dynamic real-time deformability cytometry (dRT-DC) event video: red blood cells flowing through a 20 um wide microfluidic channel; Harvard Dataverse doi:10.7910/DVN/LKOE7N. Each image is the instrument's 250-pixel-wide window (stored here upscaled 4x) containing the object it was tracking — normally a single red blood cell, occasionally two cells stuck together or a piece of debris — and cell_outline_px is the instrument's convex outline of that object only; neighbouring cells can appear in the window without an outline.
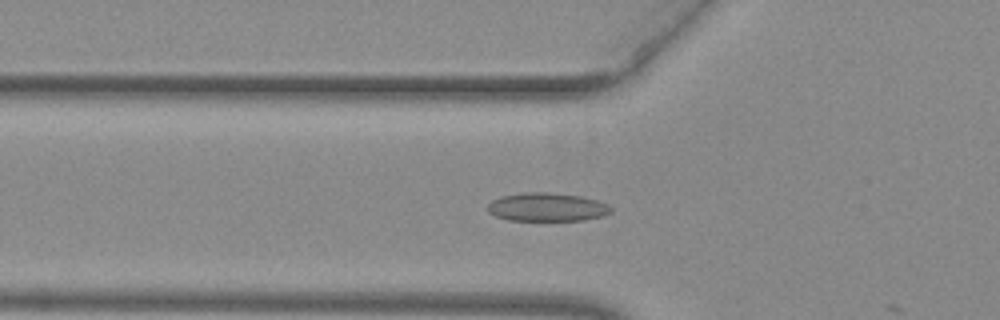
{"species": "common noctule bat (a hibernating species)", "species_latin": "Nyctalus noctula", "temperature_condition": "warm", "stored_images_in_passage": 20, "camera_frame_rate_fps": 3000, "um_per_image_px": 0.085, "animal": {"sex": "female", "body_mass_g": 29.2, "forearm_length_mm": 56.3}, "frame": {"image": 1, "passage_image": 19, "time_ms": 6.0, "image_size_px": [1000, 320], "cell_outline_px": [[612, 212], [604, 216], [584, 220], [508, 220], [496, 216], [488, 212], [488, 204], [492, 200], [500, 196], [524, 192], [548, 192], [580, 196], [596, 200], [608, 204], [612, 208]], "centroid_in_image_um": [46.5, 17.6], "position_along_channel_um": 79.3, "area_um2": 20.52}}